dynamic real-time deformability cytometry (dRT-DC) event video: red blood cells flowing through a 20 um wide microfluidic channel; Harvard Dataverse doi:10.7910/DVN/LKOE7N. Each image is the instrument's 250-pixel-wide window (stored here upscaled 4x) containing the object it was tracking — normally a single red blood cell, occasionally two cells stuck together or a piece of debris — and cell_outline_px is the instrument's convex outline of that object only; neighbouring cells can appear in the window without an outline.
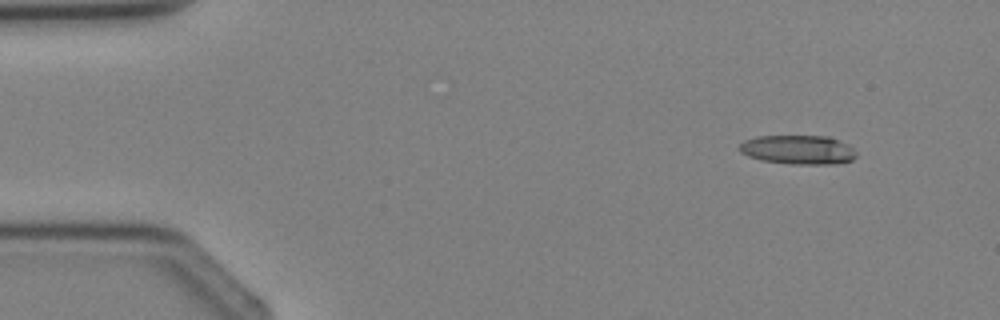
{"species": "Egyptian fruit bat (a non-hibernating species)", "species_latin": "Rousettus aegyptiacus", "temperature_condition": "cold", "stored_images_in_passage": 2, "camera_frame_rate_fps": 3000, "um_per_image_px": 0.085, "animal": {"sex": "female"}, "frame": {"image": 1, "passage_image": 1, "time_ms": 0.0, "image_size_px": [1000, 320], "cell_outline_px": [[856, 156], [852, 160], [836, 164], [792, 164], [760, 160], [748, 156], [740, 152], [740, 144], [744, 140], [756, 136], [828, 136], [852, 148], [856, 152]], "centroid_in_image_um": [67.8, 12.73], "position_along_channel_um": 17.2, "area_um2": 19.71}}